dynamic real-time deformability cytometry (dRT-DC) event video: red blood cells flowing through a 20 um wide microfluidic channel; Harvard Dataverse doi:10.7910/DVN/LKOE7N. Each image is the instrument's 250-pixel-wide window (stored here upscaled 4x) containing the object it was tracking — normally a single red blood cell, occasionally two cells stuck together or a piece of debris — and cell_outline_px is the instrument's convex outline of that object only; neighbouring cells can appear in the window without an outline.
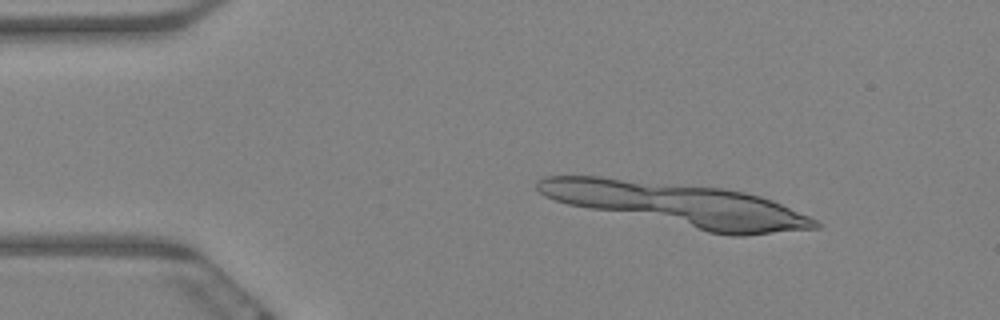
{"species": "Egyptian fruit bat (a non-hibernating species)", "species_latin": "Rousettus aegyptiacus", "temperature_condition": "warm", "stored_images_in_passage": 8, "camera_frame_rate_fps": 3000, "um_per_image_px": 0.085, "animal": {"sex": "female"}, "frame": {"image": 1, "passage_image": 8, "time_ms": 2.333, "image_size_px": [1000, 320], "cell_outline_px": [[800, 216], [796, 224], [788, 228], [764, 232], [716, 232], [704, 228], [696, 224], [692, 220], [692, 188], [732, 192], [752, 196], [776, 204]], "centroid_in_image_um": [62.75, 18.08], "position_along_channel_um": 22.2, "area_um2": 25.14}}